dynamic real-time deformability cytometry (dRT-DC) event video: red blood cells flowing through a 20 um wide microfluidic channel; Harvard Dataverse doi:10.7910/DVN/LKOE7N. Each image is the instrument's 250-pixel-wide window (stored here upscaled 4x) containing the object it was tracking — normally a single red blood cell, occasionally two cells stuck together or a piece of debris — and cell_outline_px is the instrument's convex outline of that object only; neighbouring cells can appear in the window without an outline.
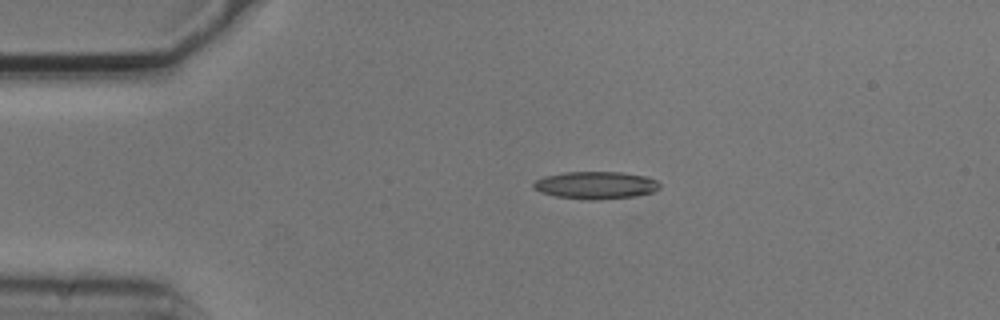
{"species": "common noctule bat (a hibernating species)", "species_latin": "Nyctalus noctula", "temperature_condition": "cold", "stored_images_in_passage": 2, "camera_frame_rate_fps": 3000, "um_per_image_px": 0.085, "animal": {"sex": "male", "body_mass_g": 20.5, "forearm_length_mm": 52.5}, "frame": {"image": 1, "passage_image": 1, "time_ms": 0.0, "image_size_px": [1000, 320], "cell_outline_px": [[660, 188], [652, 192], [636, 196], [600, 200], [588, 200], [556, 196], [540, 192], [532, 184], [536, 180], [544, 176], [564, 172], [624, 172], [648, 176], [656, 180], [660, 184]], "centroid_in_image_um": [50.68, 15.74], "position_along_channel_um": 34.3, "area_um2": 20.35}}